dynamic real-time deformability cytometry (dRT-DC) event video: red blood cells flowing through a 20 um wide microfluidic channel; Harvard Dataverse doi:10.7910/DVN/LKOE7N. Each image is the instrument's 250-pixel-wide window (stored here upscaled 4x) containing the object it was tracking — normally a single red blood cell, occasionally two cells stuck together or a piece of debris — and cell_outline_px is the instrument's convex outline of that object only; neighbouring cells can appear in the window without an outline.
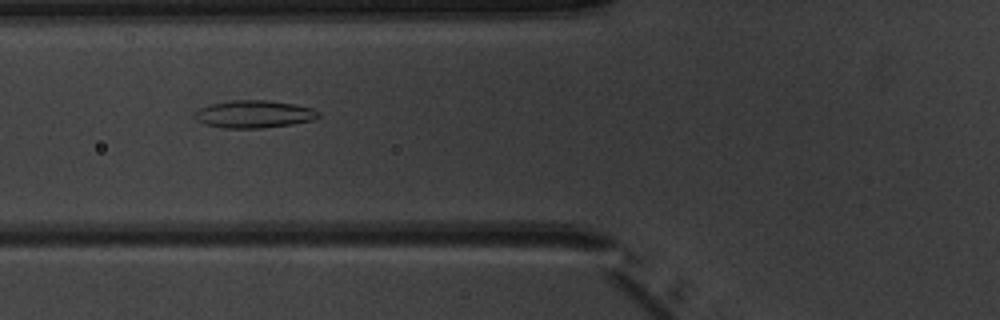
{"species": "common noctule bat (a hibernating species)", "species_latin": "Nyctalus noctula", "temperature_condition": "warm", "stored_images_in_passage": 7, "camera_frame_rate_fps": 3000, "um_per_image_px": 0.085, "animal": {"sex": "male", "body_mass_g": 20.1, "forearm_length_mm": 53.5}, "frame": {"image": 1, "passage_image": 6, "time_ms": 5.667, "image_size_px": [1000, 320], "cell_outline_px": [[320, 116], [312, 120], [292, 124], [260, 128], [224, 128], [204, 124], [196, 120], [192, 116], [192, 112], [200, 108], [212, 104], [232, 100], [268, 100], [296, 104], [312, 108], [320, 112]], "centroid_in_image_um": [21.56, 9.7], "position_along_channel_um": 104.2, "area_um2": 20.0}}
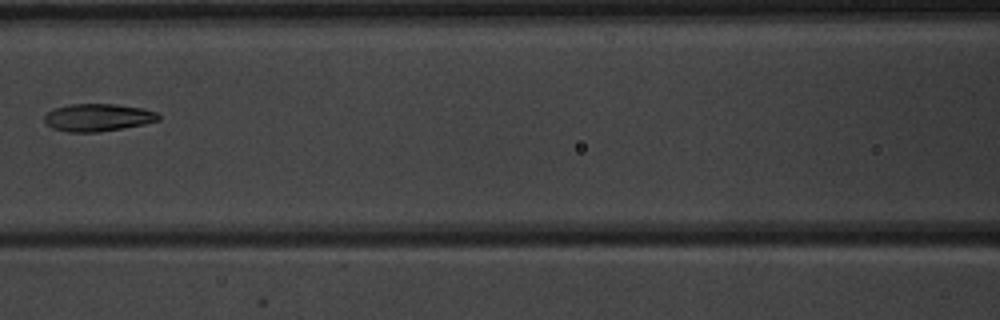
{"frame": {"image": 2, "passage_image": 7, "time_ms": 7.0, "image_size_px": [1000, 320], "cell_outline_px": [[160, 120], [144, 124], [124, 128], [100, 132], [68, 132], [52, 128], [44, 120], [44, 116], [48, 112], [56, 108], [72, 104], [116, 104], [144, 108], [156, 112], [160, 116]], "centroid_in_image_um": [8.35, 9.99], "position_along_channel_um": 158.2, "area_um2": 18.32}}